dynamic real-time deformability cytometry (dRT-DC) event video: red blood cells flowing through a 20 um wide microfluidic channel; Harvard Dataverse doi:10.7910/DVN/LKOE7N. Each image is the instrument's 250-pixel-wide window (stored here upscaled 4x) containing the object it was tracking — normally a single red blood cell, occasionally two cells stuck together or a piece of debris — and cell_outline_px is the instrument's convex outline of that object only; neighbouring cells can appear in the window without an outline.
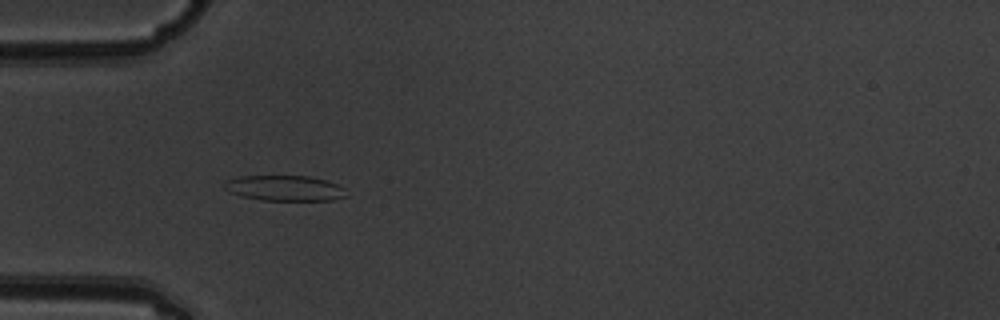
{"species": "common noctule bat (a hibernating species)", "species_latin": "Nyctalus noctula", "temperature_condition": "warm", "stored_images_in_passage": 5, "camera_frame_rate_fps": 3000, "um_per_image_px": 0.085, "animal": {"sex": "male", "body_mass_g": 19.5, "forearm_length_mm": 54.6}, "frame": {"image": 1, "passage_image": 4, "time_ms": 1.0, "image_size_px": [1000, 320], "cell_outline_px": [[348, 196], [332, 200], [260, 200], [240, 196], [228, 192], [224, 188], [224, 180], [240, 176], [308, 176], [324, 180], [336, 184], [344, 188]], "centroid_in_image_um": [24.15, 15.99], "position_along_channel_um": 60.8, "area_um2": 18.15}}